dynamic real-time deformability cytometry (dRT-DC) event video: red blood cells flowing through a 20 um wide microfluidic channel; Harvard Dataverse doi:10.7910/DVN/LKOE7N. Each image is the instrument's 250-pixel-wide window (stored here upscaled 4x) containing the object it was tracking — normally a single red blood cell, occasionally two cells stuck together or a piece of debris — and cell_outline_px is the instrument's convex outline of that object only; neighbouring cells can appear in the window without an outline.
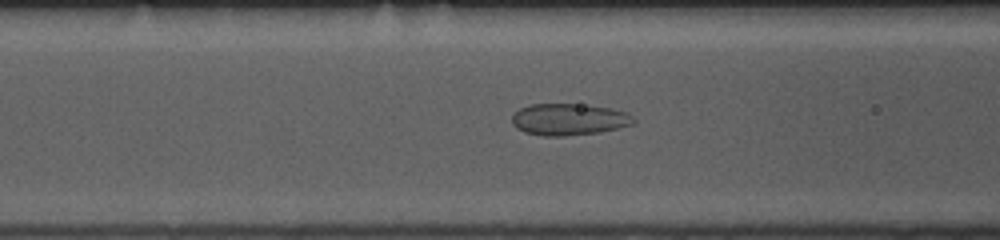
{"species": "common noctule bat (a hibernating species)", "species_latin": "Nyctalus noctula", "temperature_condition": "room temperature", "stored_images_in_passage": 53, "camera_frame_rate_fps": 3000, "um_per_image_px": 0.085, "animal": {"sex": "female", "body_mass_g": 10.0, "forearm_length_mm": 53.1}, "frame": {"image": 1, "passage_image": 20, "time_ms": 6.333, "image_size_px": [1000, 240], "cell_outline_px": [[636, 120], [632, 124], [600, 132], [564, 136], [544, 136], [524, 132], [516, 128], [512, 124], [512, 116], [520, 108], [532, 104], [580, 104], [608, 108], [624, 112], [632, 116]], "centroid_in_image_um": [48.31, 10.15], "position_along_channel_um": 118.3, "area_um2": 22.25}}
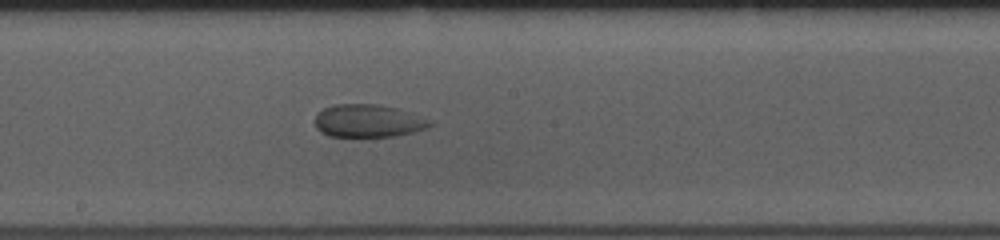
{"frame": {"image": 2, "passage_image": 28, "time_ms": 9.0, "image_size_px": [1000, 240], "cell_outline_px": [[432, 124], [428, 128], [396, 136], [328, 136], [320, 132], [316, 128], [316, 116], [324, 108], [336, 104], [376, 104], [396, 108], [432, 120]], "centroid_in_image_um": [31.3, 10.28], "position_along_channel_um": 216.9, "area_um2": 21.79}}
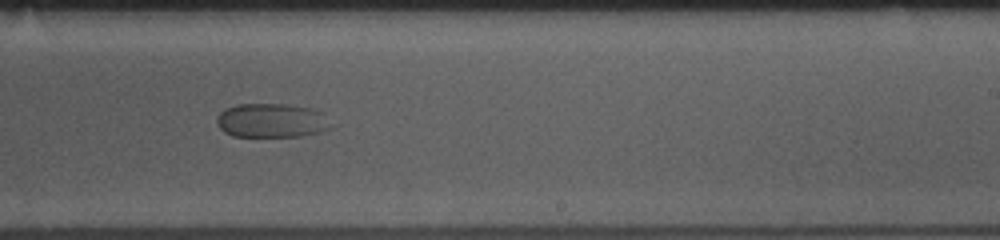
{"frame": {"image": 3, "passage_image": 32, "time_ms": 10.333, "image_size_px": [1000, 240], "cell_outline_px": [[332, 128], [320, 132], [300, 136], [232, 136], [224, 132], [216, 124], [216, 120], [220, 112], [236, 104], [284, 104], [308, 108], [316, 112]], "centroid_in_image_um": [22.97, 10.26], "position_along_channel_um": 266.0, "area_um2": 22.08}}